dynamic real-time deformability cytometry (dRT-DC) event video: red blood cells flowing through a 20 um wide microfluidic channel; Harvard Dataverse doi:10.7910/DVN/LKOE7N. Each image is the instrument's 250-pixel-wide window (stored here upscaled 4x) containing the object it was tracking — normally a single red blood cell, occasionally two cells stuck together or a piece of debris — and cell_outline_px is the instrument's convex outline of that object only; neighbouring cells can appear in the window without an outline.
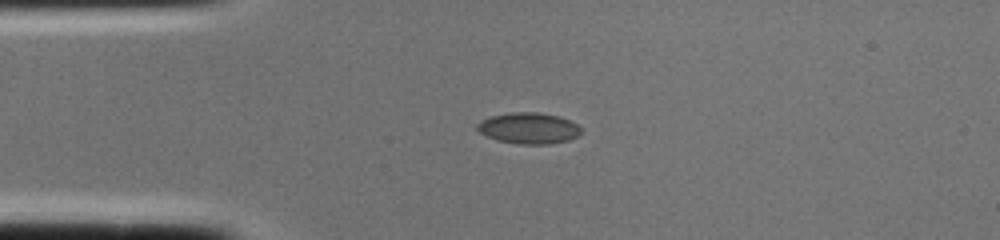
{"species": "common noctule bat (a hibernating species)", "species_latin": "Nyctalus noctula", "temperature_condition": "cold", "stored_images_in_passage": 1, "camera_frame_rate_fps": 3000, "um_per_image_px": 0.085, "animal": {"sex": "female", "body_mass_g": 22.0, "forearm_length_mm": 56.7}, "frame": {"image": 1, "passage_image": 1, "time_ms": 0.0, "image_size_px": [1000, 240], "cell_outline_px": [[580, 132], [576, 136], [568, 140], [552, 144], [516, 144], [496, 140], [480, 132], [476, 128], [476, 124], [480, 120], [492, 116], [512, 112], [536, 112], [560, 116], [576, 124], [580, 128]], "centroid_in_image_um": [44.91, 10.9], "position_along_channel_um": 40.1, "area_um2": 18.79}}